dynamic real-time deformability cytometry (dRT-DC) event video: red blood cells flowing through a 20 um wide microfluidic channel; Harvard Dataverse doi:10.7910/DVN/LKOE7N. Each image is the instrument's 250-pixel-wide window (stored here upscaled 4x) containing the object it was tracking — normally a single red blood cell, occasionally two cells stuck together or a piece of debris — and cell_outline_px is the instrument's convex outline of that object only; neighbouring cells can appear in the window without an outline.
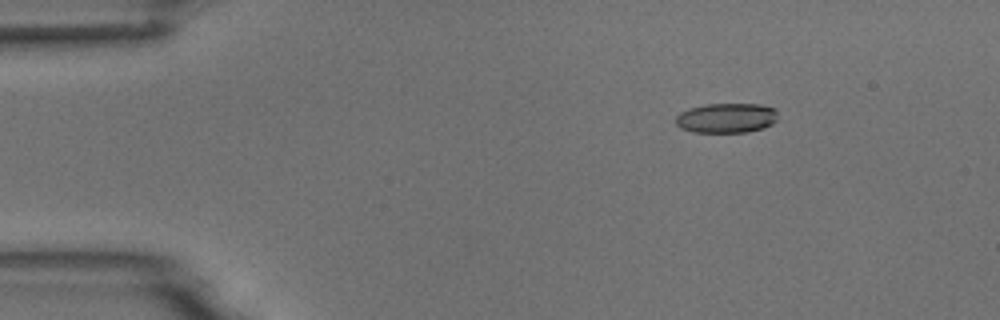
{"species": "common noctule bat (a hibernating species)", "species_latin": "Nyctalus noctula", "temperature_condition": "room temperature", "stored_images_in_passage": 5, "camera_frame_rate_fps": 3000, "um_per_image_px": 0.085, "animal": {"sex": "male", "body_mass_g": 18.8}, "frame": {"image": 1, "passage_image": 3, "time_ms": 2.333, "image_size_px": [1000, 320], "cell_outline_px": [[776, 120], [772, 124], [764, 128], [748, 132], [692, 132], [680, 128], [676, 124], [676, 116], [680, 112], [688, 108], [704, 104], [760, 104], [776, 108]], "centroid_in_image_um": [61.74, 10.02], "position_along_channel_um": 23.3, "area_um2": 17.92}}
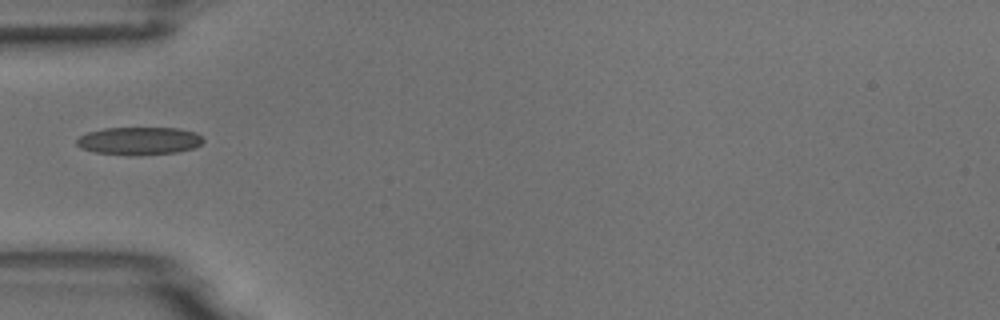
{"frame": {"image": 2, "passage_image": 5, "time_ms": 5.667, "image_size_px": [1000, 320], "cell_outline_px": [[204, 140], [196, 148], [176, 152], [132, 156], [96, 152], [80, 148], [76, 144], [76, 140], [80, 136], [88, 132], [104, 128], [180, 128], [196, 132]], "centroid_in_image_um": [11.83, 11.98], "position_along_channel_um": 73.2, "area_um2": 20.63}}